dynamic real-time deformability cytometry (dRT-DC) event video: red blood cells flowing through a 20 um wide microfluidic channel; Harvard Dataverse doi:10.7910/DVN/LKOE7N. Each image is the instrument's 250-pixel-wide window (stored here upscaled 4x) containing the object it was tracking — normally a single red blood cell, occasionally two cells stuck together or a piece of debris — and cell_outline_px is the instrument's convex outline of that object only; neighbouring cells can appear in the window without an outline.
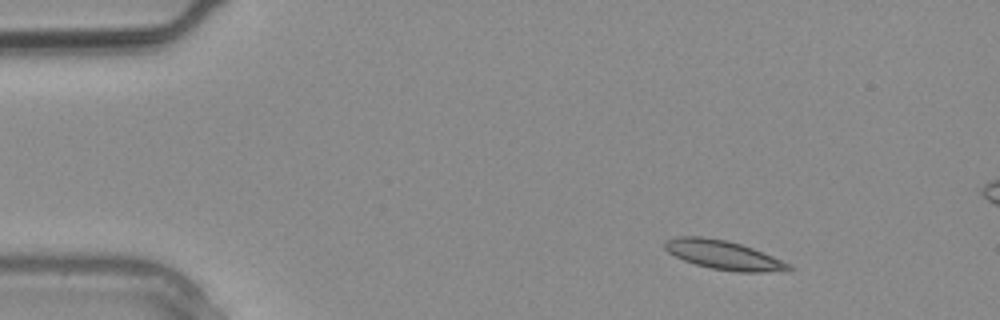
{"species": "common noctule bat (a hibernating species)", "species_latin": "Nyctalus noctula", "temperature_condition": "warm", "stored_images_in_passage": 3, "camera_frame_rate_fps": 3000, "um_per_image_px": 0.085, "animal": {"sex": "male", "body_mass_g": 20.4}, "frame": {"image": 1, "passage_image": 1, "time_ms": 0.0, "image_size_px": [1000, 320], "cell_outline_px": [[796, 268], [788, 272], [740, 272], [712, 268], [696, 264], [684, 260], [668, 252], [664, 248], [664, 240], [676, 236], [700, 236], [728, 240], [752, 248], [772, 256]], "centroid_in_image_um": [61.51, 21.67], "position_along_channel_um": 23.5, "area_um2": 20.98}}